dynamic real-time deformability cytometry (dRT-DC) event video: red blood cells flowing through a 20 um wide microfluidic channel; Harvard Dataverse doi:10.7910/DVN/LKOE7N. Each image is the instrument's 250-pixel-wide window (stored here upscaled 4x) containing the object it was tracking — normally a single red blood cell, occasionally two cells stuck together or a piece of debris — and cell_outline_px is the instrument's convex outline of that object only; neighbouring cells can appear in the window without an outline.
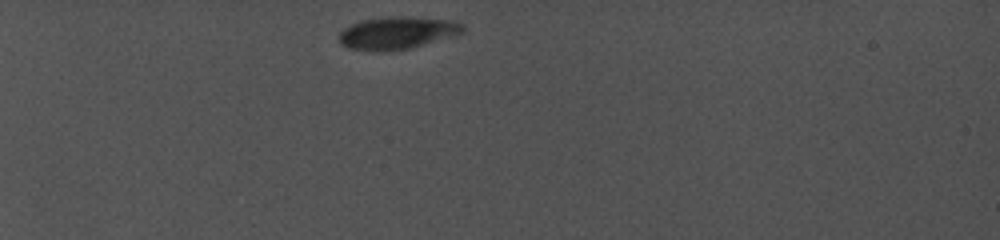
{"species": "common noctule bat (a hibernating species)", "species_latin": "Nyctalus noctula", "temperature_condition": "cold", "stored_images_in_passage": 27, "camera_frame_rate_fps": 5000, "um_per_image_px": 0.085, "animal": {"sex": "female", "body_mass_g": 19.0, "forearm_length_mm": 56.7}, "frame": {"image": 1, "passage_image": 1, "time_ms": 0.0, "image_size_px": [1000, 240], "cell_outline_px": [[464, 32], [456, 36], [412, 48], [380, 52], [372, 52], [348, 48], [340, 44], [340, 32], [344, 28], [360, 20], [384, 16], [404, 16], [456, 20], [464, 24]], "centroid_in_image_um": [33.8, 2.8], "position_along_channel_um": 51.2, "area_um2": 24.1}}
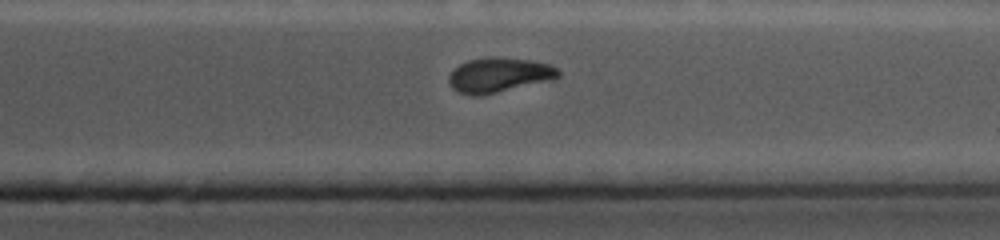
{"frame": {"image": 2, "passage_image": 24, "time_ms": 10.0, "image_size_px": [1000, 240], "cell_outline_px": [[560, 76], [556, 80], [480, 96], [472, 96], [460, 92], [452, 88], [448, 80], [448, 76], [460, 64], [468, 60], [488, 56], [496, 56], [532, 60], [548, 64], [556, 68], [560, 72]], "centroid_in_image_um": [42.45, 6.38], "position_along_channel_um": 368.9, "area_um2": 22.54}}
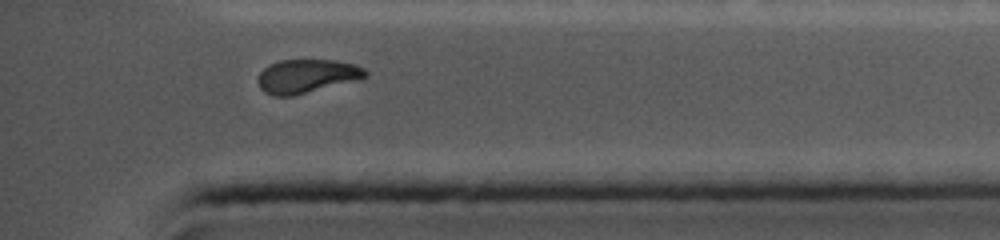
{"frame": {"image": 3, "passage_image": 26, "time_ms": 11.0, "image_size_px": [1000, 240], "cell_outline_px": [[368, 76], [360, 80], [292, 96], [276, 96], [264, 92], [260, 88], [256, 80], [260, 72], [268, 64], [280, 60], [336, 60], [356, 64], [364, 68], [368, 72]], "centroid_in_image_um": [26.09, 6.47], "position_along_channel_um": 409.1, "area_um2": 21.44}, "authors_computed_cell_mechanics": {"area_um2": 23.5824, "velocity_mm_per_s": 3.9123, "shape_relaxation_time_tau1_ms": 8.3604, "shape_relaxation_time_tau2_ms": 5.772, "deformation_change_tau1": 0.1378, "deformation_change_tau2": 0.0429}}